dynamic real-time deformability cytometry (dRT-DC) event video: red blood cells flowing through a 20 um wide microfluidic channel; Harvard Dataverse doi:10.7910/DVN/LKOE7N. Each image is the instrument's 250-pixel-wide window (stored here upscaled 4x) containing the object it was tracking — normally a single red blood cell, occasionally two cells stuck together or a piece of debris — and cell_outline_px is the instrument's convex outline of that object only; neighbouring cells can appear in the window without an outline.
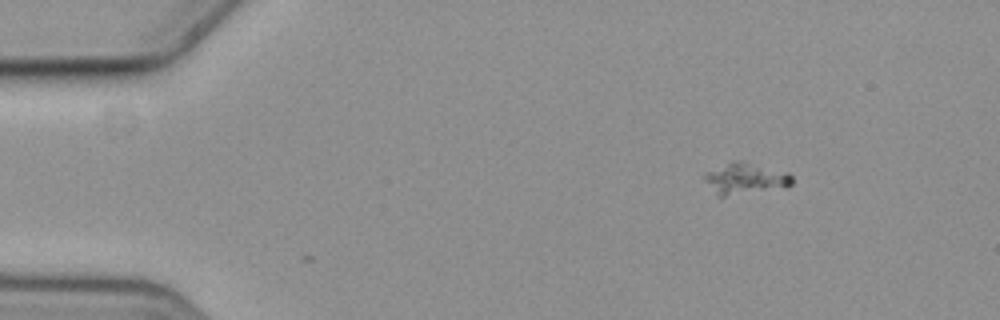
{"species": "common noctule bat (a hibernating species)", "species_latin": "Nyctalus noctula", "temperature_condition": "cold", "stored_images_in_passage": 2, "camera_frame_rate_fps": 3000, "um_per_image_px": 0.085, "animal": {"sex": "female", "body_mass_g": 19.3, "forearm_length_mm": 54.1}, "frame": {"image": 1, "passage_image": 2, "time_ms": 0.333, "image_size_px": [1000, 320], "cell_outline_px": [[792, 184], [788, 188], [724, 196], [720, 196], [704, 180], [704, 172], [732, 160], [744, 160], [788, 172], [792, 176]], "centroid_in_image_um": [63.4, 15.15], "position_along_channel_um": 21.6, "area_um2": 16.3}}